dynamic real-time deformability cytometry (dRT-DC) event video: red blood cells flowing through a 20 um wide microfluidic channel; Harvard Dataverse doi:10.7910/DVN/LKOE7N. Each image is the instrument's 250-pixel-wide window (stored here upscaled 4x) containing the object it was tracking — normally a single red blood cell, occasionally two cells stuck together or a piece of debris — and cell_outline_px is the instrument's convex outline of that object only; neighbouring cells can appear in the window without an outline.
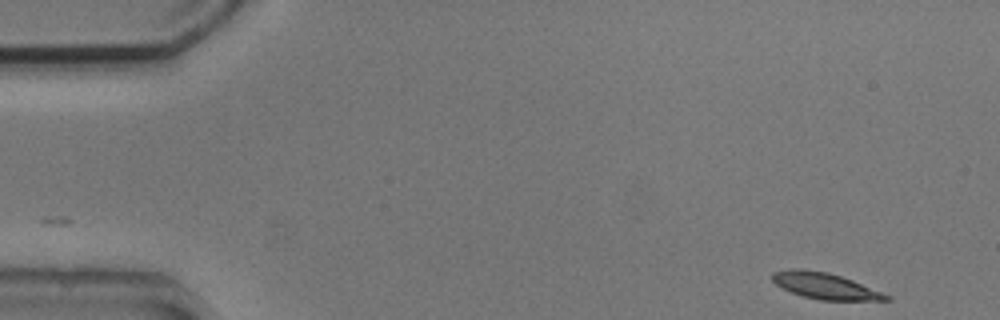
{"species": "common noctule bat (a hibernating species)", "species_latin": "Nyctalus noctula", "temperature_condition": "cold", "stored_images_in_passage": 52, "segment_of_instrument_passage": [1, 2], "camera_frame_rate_fps": 3000, "um_per_image_px": 0.085, "animal": {"sex": "male", "body_mass_g": 20.5, "forearm_length_mm": 52.5}, "frame": {"image": 1, "passage_image": 1, "time_ms": 0.0, "image_size_px": [1000, 320], "cell_outline_px": [[892, 300], [820, 300], [804, 296], [792, 292], [776, 284], [772, 280], [772, 272], [792, 268], [800, 268], [828, 272], [852, 280], [892, 296]], "centroid_in_image_um": [70.14, 24.29], "position_along_channel_um": 14.9, "area_um2": 17.22}}
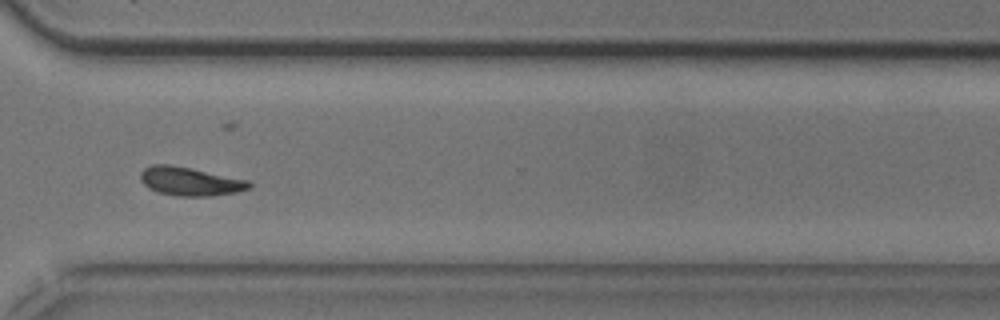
{"frame": {"image": 2, "passage_image": 37, "time_ms": 12.0, "image_size_px": [1000, 320], "cell_outline_px": [[252, 184], [248, 188], [236, 192], [212, 196], [176, 196], [156, 192], [148, 188], [140, 180], [140, 172], [144, 168], [152, 164], [168, 164], [192, 168], [248, 180]], "centroid_in_image_um": [16.11, 15.41], "position_along_channel_um": 354.5, "area_um2": 18.21}}
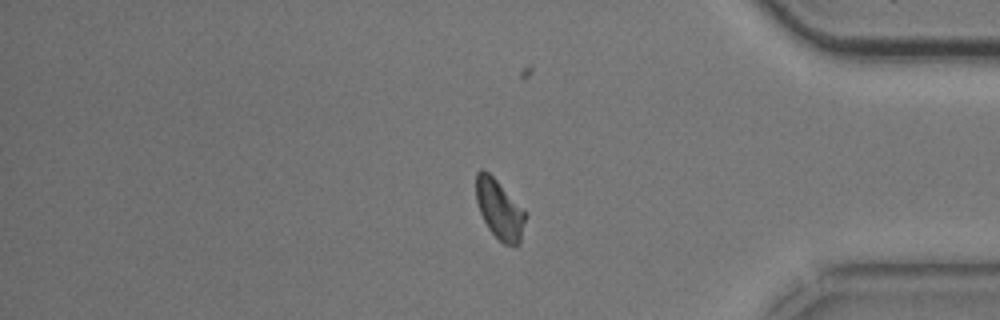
{"frame": {"image": 3, "passage_image": 42, "time_ms": 13.667, "image_size_px": [1000, 320], "cell_outline_px": [[524, 220], [520, 244], [504, 244], [488, 228], [480, 212], [476, 200], [476, 172], [480, 168], [484, 168], [496, 180], [524, 212]], "centroid_in_image_um": [42.39, 17.77], "position_along_channel_um": 392.8, "area_um2": 16.36}}